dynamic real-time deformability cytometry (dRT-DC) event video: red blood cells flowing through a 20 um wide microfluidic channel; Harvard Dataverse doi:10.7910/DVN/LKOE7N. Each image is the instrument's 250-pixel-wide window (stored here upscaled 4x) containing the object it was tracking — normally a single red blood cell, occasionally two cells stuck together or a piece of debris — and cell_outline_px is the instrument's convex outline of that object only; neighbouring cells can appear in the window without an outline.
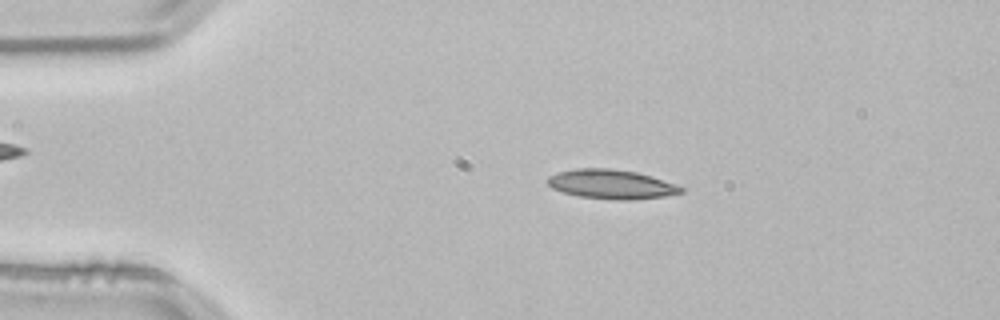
{"species": "common noctule bat (a hibernating species)", "species_latin": "Nyctalus noctula", "temperature_condition": "room temperature", "stored_images_in_passage": 52, "camera_frame_rate_fps": 3000, "um_per_image_px": 0.085, "animal": {"sex": "male", "body_mass_g": 21.5, "forearm_length_mm": 52.0}, "frame": {"image": 1, "passage_image": 10, "time_ms": 3.0, "image_size_px": [1000, 320], "cell_outline_px": [[684, 192], [664, 196], [628, 200], [616, 200], [576, 196], [552, 188], [548, 184], [548, 176], [556, 172], [576, 168], [612, 168], [636, 172], [676, 184], [684, 188]], "centroid_in_image_um": [51.94, 15.65], "position_along_channel_um": 33.1, "area_um2": 22.77}}
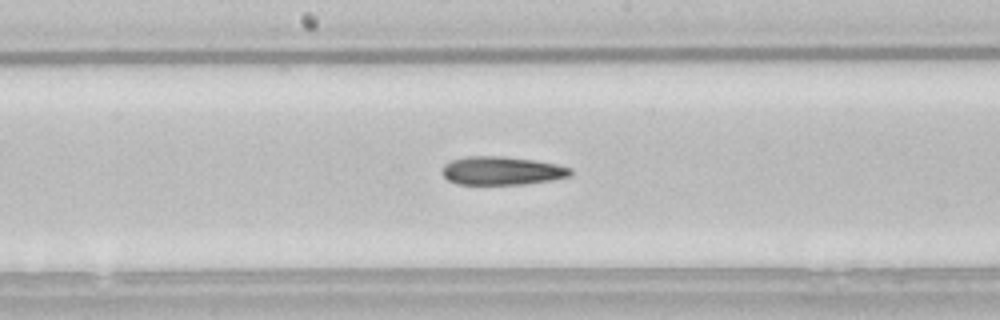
{"frame": {"image": 2, "passage_image": 27, "time_ms": 8.667, "image_size_px": [1000, 320], "cell_outline_px": [[572, 176], [552, 180], [524, 184], [456, 184], [448, 180], [444, 176], [444, 164], [452, 160], [468, 156], [500, 156], [532, 160], [556, 164], [572, 168]], "centroid_in_image_um": [42.69, 14.52], "position_along_channel_um": 205.5, "area_um2": 21.1}}
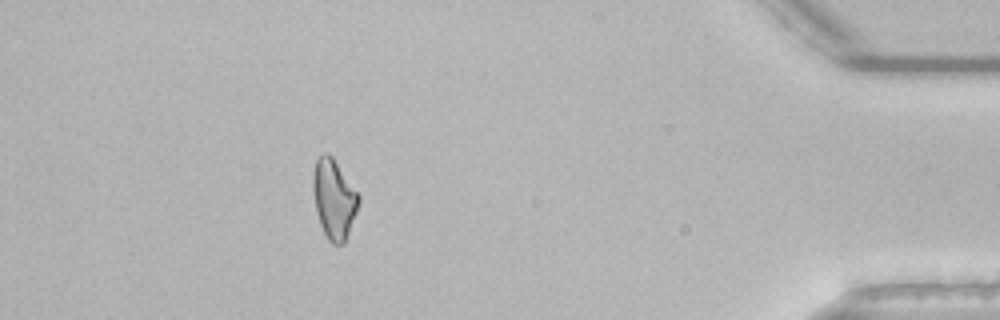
{"frame": {"image": 3, "passage_image": 47, "time_ms": 15.333, "image_size_px": [1000, 320], "cell_outline_px": [[360, 200], [356, 212], [344, 244], [332, 244], [328, 240], [320, 224], [316, 212], [312, 188], [312, 172], [316, 160], [320, 156], [328, 152], [332, 156], [360, 196]], "centroid_in_image_um": [28.36, 16.91], "position_along_channel_um": 406.8, "area_um2": 21.04}, "authors_computed_cell_mechanics": {"area_um2": 21.4727, "velocity_mm_per_s": 3.8238, "shape_relaxation_time_tau1_ms": 9.548, "shape_relaxation_time_tau2_ms": null, "deformation_change_tau1": 0.2221, "deformation_change_tau2": null}}